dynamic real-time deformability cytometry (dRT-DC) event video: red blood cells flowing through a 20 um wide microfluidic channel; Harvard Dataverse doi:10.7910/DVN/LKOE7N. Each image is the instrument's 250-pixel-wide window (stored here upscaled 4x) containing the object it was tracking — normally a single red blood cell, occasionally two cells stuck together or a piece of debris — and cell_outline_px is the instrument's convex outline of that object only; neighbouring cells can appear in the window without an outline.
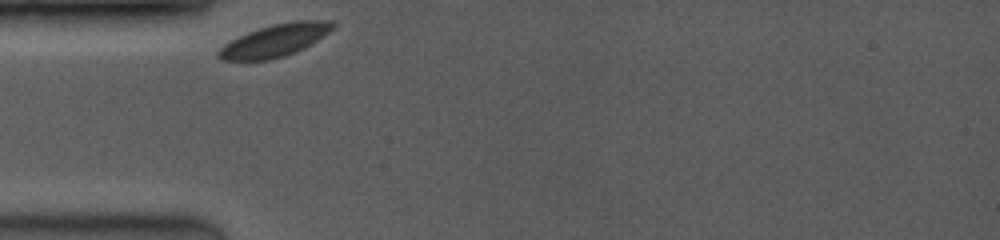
{"species": "common noctule bat (a hibernating species)", "species_latin": "Nyctalus noctula", "temperature_condition": "room temperature", "stored_images_in_passage": 5, "camera_frame_rate_fps": 3500, "um_per_image_px": 0.085, "animal": {"sex": "female", "body_mass_g": 19.0, "forearm_length_mm": 53.3}, "frame": {"image": 1, "passage_image": 1, "time_ms": 0.0, "image_size_px": [1000, 240], "cell_outline_px": [[336, 24], [328, 32], [304, 48], [296, 52], [284, 56], [268, 60], [220, 60], [216, 56], [216, 52], [224, 44], [248, 32], [272, 24], [292, 20], [332, 20]], "centroid_in_image_um": [23.36, 3.43], "position_along_channel_um": 61.6, "area_um2": 21.5}}